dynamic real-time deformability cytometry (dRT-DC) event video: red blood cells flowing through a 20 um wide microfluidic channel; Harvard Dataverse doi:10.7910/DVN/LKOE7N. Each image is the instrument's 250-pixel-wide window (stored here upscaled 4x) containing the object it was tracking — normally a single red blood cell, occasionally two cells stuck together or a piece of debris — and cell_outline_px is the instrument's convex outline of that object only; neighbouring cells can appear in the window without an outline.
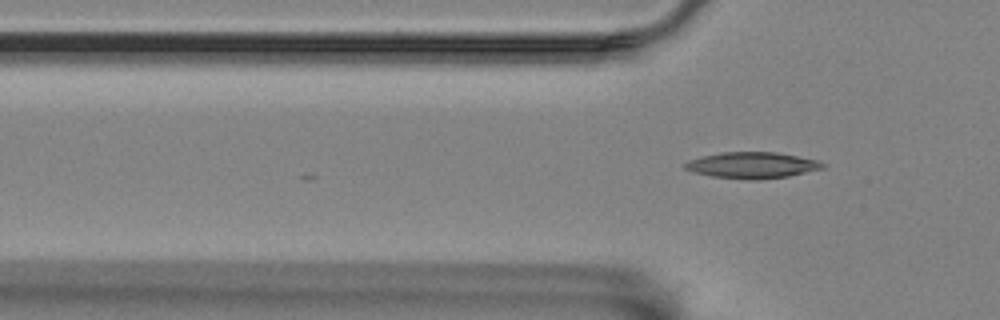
{"species": "Egyptian fruit bat (a non-hibernating species)", "species_latin": "Rousettus aegyptiacus", "temperature_condition": "room temperature", "stored_images_in_passage": 3, "camera_frame_rate_fps": 3000, "um_per_image_px": 0.085, "animal": {"sex": "female"}, "frame": {"image": 1, "passage_image": 3, "time_ms": 2.333, "image_size_px": [1000, 320], "cell_outline_px": [[828, 164], [824, 168], [788, 176], [760, 180], [748, 180], [712, 176], [692, 172], [684, 168], [684, 164], [688, 160], [704, 156], [724, 152], [776, 152], [816, 160]], "centroid_in_image_um": [63.94, 14.05], "position_along_channel_um": 61.9, "area_um2": 20.98}}